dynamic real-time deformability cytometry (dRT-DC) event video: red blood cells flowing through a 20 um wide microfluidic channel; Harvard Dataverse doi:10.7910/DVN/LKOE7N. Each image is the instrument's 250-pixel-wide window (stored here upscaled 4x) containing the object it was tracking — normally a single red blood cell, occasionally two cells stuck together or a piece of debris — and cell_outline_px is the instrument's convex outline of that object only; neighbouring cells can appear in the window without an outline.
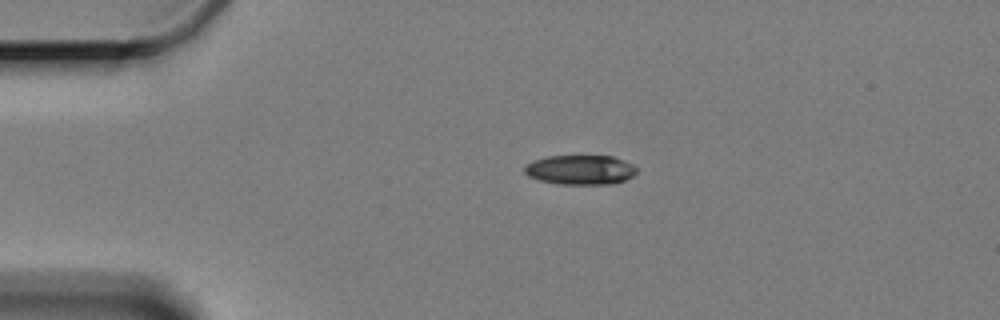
{"species": "Egyptian fruit bat (a non-hibernating species)", "species_latin": "Rousettus aegyptiacus", "temperature_condition": "cold", "stored_images_in_passage": 3, "camera_frame_rate_fps": 3000, "um_per_image_px": 0.085, "animal": {"sex": "female"}, "frame": {"image": 1, "passage_image": 1, "time_ms": 0.0, "image_size_px": [1000, 320], "cell_outline_px": [[636, 172], [632, 176], [624, 180], [612, 184], [560, 184], [540, 180], [528, 176], [524, 172], [524, 164], [548, 156], [612, 156], [624, 160], [632, 164], [636, 168]], "centroid_in_image_um": [49.32, 14.43], "position_along_channel_um": 35.7, "area_um2": 19.25}}
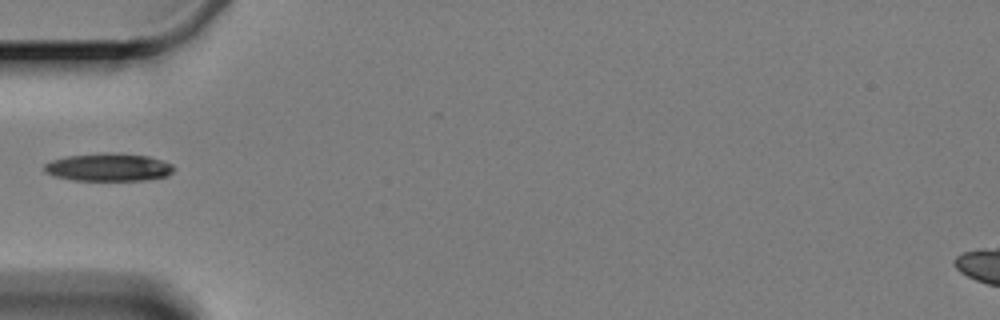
{"frame": {"image": 2, "passage_image": 3, "time_ms": 2.333, "image_size_px": [1000, 320], "cell_outline_px": [[172, 172], [168, 176], [148, 180], [72, 180], [56, 176], [48, 172], [44, 168], [44, 164], [52, 160], [68, 156], [104, 152], [148, 156], [172, 164]], "centroid_in_image_um": [9.24, 14.22], "position_along_channel_um": 75.8, "area_um2": 20.75}}